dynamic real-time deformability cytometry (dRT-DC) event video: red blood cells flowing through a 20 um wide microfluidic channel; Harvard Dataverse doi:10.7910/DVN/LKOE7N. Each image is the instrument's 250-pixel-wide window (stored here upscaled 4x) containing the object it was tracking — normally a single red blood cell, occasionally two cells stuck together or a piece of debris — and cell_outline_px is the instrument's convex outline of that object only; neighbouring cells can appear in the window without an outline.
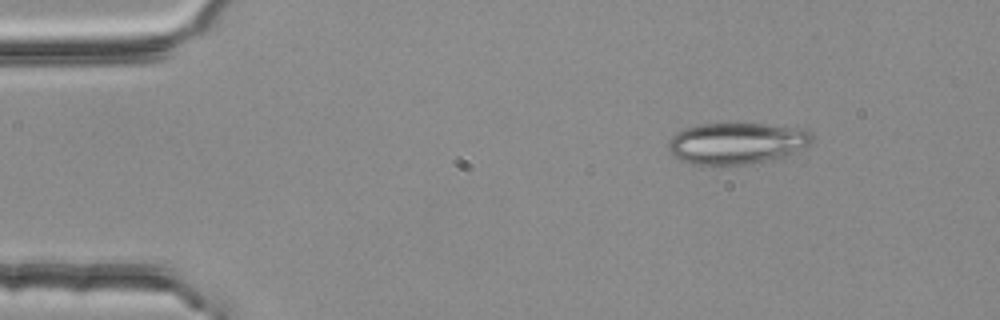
{"species": "common noctule bat (a hibernating species)", "species_latin": "Nyctalus noctula", "temperature_condition": "room temperature", "stored_images_in_passage": 2, "camera_frame_rate_fps": 3000, "um_per_image_px": 0.085, "animal": {"sex": "female", "body_mass_g": 25.1}, "frame": {"image": 1, "passage_image": 1, "time_ms": 0.0, "image_size_px": [1000, 320], "cell_outline_px": [[812, 140], [808, 144], [788, 156], [752, 164], [692, 164], [680, 160], [672, 156], [668, 148], [668, 140], [676, 132], [684, 128], [700, 124], [764, 124], [804, 128], [812, 132]], "centroid_in_image_um": [62.61, 12.17], "position_along_channel_um": 22.4, "area_um2": 34.85}}